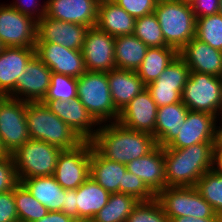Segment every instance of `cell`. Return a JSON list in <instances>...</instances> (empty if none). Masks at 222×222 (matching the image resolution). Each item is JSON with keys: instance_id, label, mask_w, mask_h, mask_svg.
<instances>
[{"instance_id": "cell-1", "label": "cell", "mask_w": 222, "mask_h": 222, "mask_svg": "<svg viewBox=\"0 0 222 222\" xmlns=\"http://www.w3.org/2000/svg\"><path fill=\"white\" fill-rule=\"evenodd\" d=\"M91 141L103 157L125 165L143 157L157 146L153 135L130 130L118 122L100 124Z\"/></svg>"}, {"instance_id": "cell-2", "label": "cell", "mask_w": 222, "mask_h": 222, "mask_svg": "<svg viewBox=\"0 0 222 222\" xmlns=\"http://www.w3.org/2000/svg\"><path fill=\"white\" fill-rule=\"evenodd\" d=\"M163 148L167 187H194L212 169L214 142H201L182 149Z\"/></svg>"}, {"instance_id": "cell-3", "label": "cell", "mask_w": 222, "mask_h": 222, "mask_svg": "<svg viewBox=\"0 0 222 222\" xmlns=\"http://www.w3.org/2000/svg\"><path fill=\"white\" fill-rule=\"evenodd\" d=\"M30 139L41 140L62 150L78 147L84 140L49 108L40 102H26Z\"/></svg>"}, {"instance_id": "cell-4", "label": "cell", "mask_w": 222, "mask_h": 222, "mask_svg": "<svg viewBox=\"0 0 222 222\" xmlns=\"http://www.w3.org/2000/svg\"><path fill=\"white\" fill-rule=\"evenodd\" d=\"M154 14L165 43L178 52L195 37L196 18L192 6L177 0H158Z\"/></svg>"}, {"instance_id": "cell-5", "label": "cell", "mask_w": 222, "mask_h": 222, "mask_svg": "<svg viewBox=\"0 0 222 222\" xmlns=\"http://www.w3.org/2000/svg\"><path fill=\"white\" fill-rule=\"evenodd\" d=\"M77 97L99 123L117 122L120 112L112 101L107 72L86 71L77 78Z\"/></svg>"}, {"instance_id": "cell-6", "label": "cell", "mask_w": 222, "mask_h": 222, "mask_svg": "<svg viewBox=\"0 0 222 222\" xmlns=\"http://www.w3.org/2000/svg\"><path fill=\"white\" fill-rule=\"evenodd\" d=\"M62 149L41 140L29 139L11 155L19 183L28 178L52 176Z\"/></svg>"}, {"instance_id": "cell-7", "label": "cell", "mask_w": 222, "mask_h": 222, "mask_svg": "<svg viewBox=\"0 0 222 222\" xmlns=\"http://www.w3.org/2000/svg\"><path fill=\"white\" fill-rule=\"evenodd\" d=\"M182 103L189 111L218 117L222 105V78L190 72L182 93Z\"/></svg>"}, {"instance_id": "cell-8", "label": "cell", "mask_w": 222, "mask_h": 222, "mask_svg": "<svg viewBox=\"0 0 222 222\" xmlns=\"http://www.w3.org/2000/svg\"><path fill=\"white\" fill-rule=\"evenodd\" d=\"M164 213L173 218L194 216L195 218H222L194 187H166L155 195Z\"/></svg>"}, {"instance_id": "cell-9", "label": "cell", "mask_w": 222, "mask_h": 222, "mask_svg": "<svg viewBox=\"0 0 222 222\" xmlns=\"http://www.w3.org/2000/svg\"><path fill=\"white\" fill-rule=\"evenodd\" d=\"M30 139L26 121V101L3 96L0 99V140L8 154Z\"/></svg>"}, {"instance_id": "cell-10", "label": "cell", "mask_w": 222, "mask_h": 222, "mask_svg": "<svg viewBox=\"0 0 222 222\" xmlns=\"http://www.w3.org/2000/svg\"><path fill=\"white\" fill-rule=\"evenodd\" d=\"M92 146V141H84L78 147L61 151L53 176L63 189H77L89 178Z\"/></svg>"}, {"instance_id": "cell-11", "label": "cell", "mask_w": 222, "mask_h": 222, "mask_svg": "<svg viewBox=\"0 0 222 222\" xmlns=\"http://www.w3.org/2000/svg\"><path fill=\"white\" fill-rule=\"evenodd\" d=\"M38 21L9 4H0V40L5 47H35Z\"/></svg>"}, {"instance_id": "cell-12", "label": "cell", "mask_w": 222, "mask_h": 222, "mask_svg": "<svg viewBox=\"0 0 222 222\" xmlns=\"http://www.w3.org/2000/svg\"><path fill=\"white\" fill-rule=\"evenodd\" d=\"M86 71L109 72L116 68L115 37L96 25L89 27L82 47Z\"/></svg>"}, {"instance_id": "cell-13", "label": "cell", "mask_w": 222, "mask_h": 222, "mask_svg": "<svg viewBox=\"0 0 222 222\" xmlns=\"http://www.w3.org/2000/svg\"><path fill=\"white\" fill-rule=\"evenodd\" d=\"M35 55L52 71L79 78L86 72L82 50L51 42H36Z\"/></svg>"}, {"instance_id": "cell-14", "label": "cell", "mask_w": 222, "mask_h": 222, "mask_svg": "<svg viewBox=\"0 0 222 222\" xmlns=\"http://www.w3.org/2000/svg\"><path fill=\"white\" fill-rule=\"evenodd\" d=\"M52 71L34 55L26 64L25 72L17 78L14 91L8 96L26 102H40L47 94Z\"/></svg>"}, {"instance_id": "cell-15", "label": "cell", "mask_w": 222, "mask_h": 222, "mask_svg": "<svg viewBox=\"0 0 222 222\" xmlns=\"http://www.w3.org/2000/svg\"><path fill=\"white\" fill-rule=\"evenodd\" d=\"M41 102L70 126L84 141H91L95 137L100 124L87 111L78 97L70 101L54 100Z\"/></svg>"}, {"instance_id": "cell-16", "label": "cell", "mask_w": 222, "mask_h": 222, "mask_svg": "<svg viewBox=\"0 0 222 222\" xmlns=\"http://www.w3.org/2000/svg\"><path fill=\"white\" fill-rule=\"evenodd\" d=\"M88 28L45 15L38 21L36 42H51L72 50H82Z\"/></svg>"}, {"instance_id": "cell-17", "label": "cell", "mask_w": 222, "mask_h": 222, "mask_svg": "<svg viewBox=\"0 0 222 222\" xmlns=\"http://www.w3.org/2000/svg\"><path fill=\"white\" fill-rule=\"evenodd\" d=\"M157 105L145 88L120 111L118 123L134 131L146 132L155 138Z\"/></svg>"}, {"instance_id": "cell-18", "label": "cell", "mask_w": 222, "mask_h": 222, "mask_svg": "<svg viewBox=\"0 0 222 222\" xmlns=\"http://www.w3.org/2000/svg\"><path fill=\"white\" fill-rule=\"evenodd\" d=\"M100 0H47L46 16L55 20L95 26Z\"/></svg>"}, {"instance_id": "cell-19", "label": "cell", "mask_w": 222, "mask_h": 222, "mask_svg": "<svg viewBox=\"0 0 222 222\" xmlns=\"http://www.w3.org/2000/svg\"><path fill=\"white\" fill-rule=\"evenodd\" d=\"M178 55L187 64L190 72L205 73L222 78V51L197 38H192Z\"/></svg>"}, {"instance_id": "cell-20", "label": "cell", "mask_w": 222, "mask_h": 222, "mask_svg": "<svg viewBox=\"0 0 222 222\" xmlns=\"http://www.w3.org/2000/svg\"><path fill=\"white\" fill-rule=\"evenodd\" d=\"M216 116L205 112L188 111L178 136L167 148L182 149L201 142H214Z\"/></svg>"}, {"instance_id": "cell-21", "label": "cell", "mask_w": 222, "mask_h": 222, "mask_svg": "<svg viewBox=\"0 0 222 222\" xmlns=\"http://www.w3.org/2000/svg\"><path fill=\"white\" fill-rule=\"evenodd\" d=\"M35 55V47H5L0 53V95L8 97L15 89L17 78Z\"/></svg>"}, {"instance_id": "cell-22", "label": "cell", "mask_w": 222, "mask_h": 222, "mask_svg": "<svg viewBox=\"0 0 222 222\" xmlns=\"http://www.w3.org/2000/svg\"><path fill=\"white\" fill-rule=\"evenodd\" d=\"M127 170L138 176L156 195L166 188L164 148L157 145L151 152L126 164Z\"/></svg>"}, {"instance_id": "cell-23", "label": "cell", "mask_w": 222, "mask_h": 222, "mask_svg": "<svg viewBox=\"0 0 222 222\" xmlns=\"http://www.w3.org/2000/svg\"><path fill=\"white\" fill-rule=\"evenodd\" d=\"M108 85L115 108L120 112L146 88L136 71L112 69L107 72Z\"/></svg>"}, {"instance_id": "cell-24", "label": "cell", "mask_w": 222, "mask_h": 222, "mask_svg": "<svg viewBox=\"0 0 222 222\" xmlns=\"http://www.w3.org/2000/svg\"><path fill=\"white\" fill-rule=\"evenodd\" d=\"M189 109L181 102L157 109L155 140L157 145L167 147L179 134Z\"/></svg>"}, {"instance_id": "cell-25", "label": "cell", "mask_w": 222, "mask_h": 222, "mask_svg": "<svg viewBox=\"0 0 222 222\" xmlns=\"http://www.w3.org/2000/svg\"><path fill=\"white\" fill-rule=\"evenodd\" d=\"M125 164L103 157L93 146L91 148L90 177L110 193H123Z\"/></svg>"}, {"instance_id": "cell-26", "label": "cell", "mask_w": 222, "mask_h": 222, "mask_svg": "<svg viewBox=\"0 0 222 222\" xmlns=\"http://www.w3.org/2000/svg\"><path fill=\"white\" fill-rule=\"evenodd\" d=\"M135 18L113 0H100L96 26L113 37L131 35Z\"/></svg>"}, {"instance_id": "cell-27", "label": "cell", "mask_w": 222, "mask_h": 222, "mask_svg": "<svg viewBox=\"0 0 222 222\" xmlns=\"http://www.w3.org/2000/svg\"><path fill=\"white\" fill-rule=\"evenodd\" d=\"M110 194L89 176L76 189L78 222H91L94 216L107 204Z\"/></svg>"}, {"instance_id": "cell-28", "label": "cell", "mask_w": 222, "mask_h": 222, "mask_svg": "<svg viewBox=\"0 0 222 222\" xmlns=\"http://www.w3.org/2000/svg\"><path fill=\"white\" fill-rule=\"evenodd\" d=\"M48 211H62L64 189L55 177L42 176L24 179L20 182Z\"/></svg>"}, {"instance_id": "cell-29", "label": "cell", "mask_w": 222, "mask_h": 222, "mask_svg": "<svg viewBox=\"0 0 222 222\" xmlns=\"http://www.w3.org/2000/svg\"><path fill=\"white\" fill-rule=\"evenodd\" d=\"M148 48L134 34L115 37L116 68L137 71Z\"/></svg>"}, {"instance_id": "cell-30", "label": "cell", "mask_w": 222, "mask_h": 222, "mask_svg": "<svg viewBox=\"0 0 222 222\" xmlns=\"http://www.w3.org/2000/svg\"><path fill=\"white\" fill-rule=\"evenodd\" d=\"M177 55L178 51L170 46L149 47L136 72L147 85L156 80Z\"/></svg>"}, {"instance_id": "cell-31", "label": "cell", "mask_w": 222, "mask_h": 222, "mask_svg": "<svg viewBox=\"0 0 222 222\" xmlns=\"http://www.w3.org/2000/svg\"><path fill=\"white\" fill-rule=\"evenodd\" d=\"M138 202L133 196L120 192L111 193L107 204L91 222H126Z\"/></svg>"}, {"instance_id": "cell-32", "label": "cell", "mask_w": 222, "mask_h": 222, "mask_svg": "<svg viewBox=\"0 0 222 222\" xmlns=\"http://www.w3.org/2000/svg\"><path fill=\"white\" fill-rule=\"evenodd\" d=\"M14 198L19 222H36L49 212L21 183L14 188Z\"/></svg>"}, {"instance_id": "cell-33", "label": "cell", "mask_w": 222, "mask_h": 222, "mask_svg": "<svg viewBox=\"0 0 222 222\" xmlns=\"http://www.w3.org/2000/svg\"><path fill=\"white\" fill-rule=\"evenodd\" d=\"M195 187L214 212L222 217V175L211 169L198 180Z\"/></svg>"}, {"instance_id": "cell-34", "label": "cell", "mask_w": 222, "mask_h": 222, "mask_svg": "<svg viewBox=\"0 0 222 222\" xmlns=\"http://www.w3.org/2000/svg\"><path fill=\"white\" fill-rule=\"evenodd\" d=\"M195 38L222 51V15L217 13L197 18Z\"/></svg>"}, {"instance_id": "cell-35", "label": "cell", "mask_w": 222, "mask_h": 222, "mask_svg": "<svg viewBox=\"0 0 222 222\" xmlns=\"http://www.w3.org/2000/svg\"><path fill=\"white\" fill-rule=\"evenodd\" d=\"M133 34L148 47L168 46L154 13L137 18Z\"/></svg>"}, {"instance_id": "cell-36", "label": "cell", "mask_w": 222, "mask_h": 222, "mask_svg": "<svg viewBox=\"0 0 222 222\" xmlns=\"http://www.w3.org/2000/svg\"><path fill=\"white\" fill-rule=\"evenodd\" d=\"M77 93V78L60 73H52L50 86L42 101H70L77 97Z\"/></svg>"}, {"instance_id": "cell-37", "label": "cell", "mask_w": 222, "mask_h": 222, "mask_svg": "<svg viewBox=\"0 0 222 222\" xmlns=\"http://www.w3.org/2000/svg\"><path fill=\"white\" fill-rule=\"evenodd\" d=\"M190 70L184 60L177 55L175 59L164 69L162 74L147 85L176 86L181 94L188 79Z\"/></svg>"}, {"instance_id": "cell-38", "label": "cell", "mask_w": 222, "mask_h": 222, "mask_svg": "<svg viewBox=\"0 0 222 222\" xmlns=\"http://www.w3.org/2000/svg\"><path fill=\"white\" fill-rule=\"evenodd\" d=\"M126 222H170L159 201L154 198L149 201H139Z\"/></svg>"}, {"instance_id": "cell-39", "label": "cell", "mask_w": 222, "mask_h": 222, "mask_svg": "<svg viewBox=\"0 0 222 222\" xmlns=\"http://www.w3.org/2000/svg\"><path fill=\"white\" fill-rule=\"evenodd\" d=\"M123 193L133 196L138 201H149L155 198V194L135 174L128 170L124 173Z\"/></svg>"}, {"instance_id": "cell-40", "label": "cell", "mask_w": 222, "mask_h": 222, "mask_svg": "<svg viewBox=\"0 0 222 222\" xmlns=\"http://www.w3.org/2000/svg\"><path fill=\"white\" fill-rule=\"evenodd\" d=\"M146 89L158 108L182 101V94L176 90V86L146 85Z\"/></svg>"}, {"instance_id": "cell-41", "label": "cell", "mask_w": 222, "mask_h": 222, "mask_svg": "<svg viewBox=\"0 0 222 222\" xmlns=\"http://www.w3.org/2000/svg\"><path fill=\"white\" fill-rule=\"evenodd\" d=\"M19 180L11 154L0 157V193L14 189Z\"/></svg>"}, {"instance_id": "cell-42", "label": "cell", "mask_w": 222, "mask_h": 222, "mask_svg": "<svg viewBox=\"0 0 222 222\" xmlns=\"http://www.w3.org/2000/svg\"><path fill=\"white\" fill-rule=\"evenodd\" d=\"M135 19L154 13L157 0H113Z\"/></svg>"}, {"instance_id": "cell-43", "label": "cell", "mask_w": 222, "mask_h": 222, "mask_svg": "<svg viewBox=\"0 0 222 222\" xmlns=\"http://www.w3.org/2000/svg\"><path fill=\"white\" fill-rule=\"evenodd\" d=\"M0 222H19L14 189L0 193Z\"/></svg>"}, {"instance_id": "cell-44", "label": "cell", "mask_w": 222, "mask_h": 222, "mask_svg": "<svg viewBox=\"0 0 222 222\" xmlns=\"http://www.w3.org/2000/svg\"><path fill=\"white\" fill-rule=\"evenodd\" d=\"M13 0L10 3L12 7L21 12L22 14L28 15L39 21L46 15V2L42 5L39 0ZM41 5V6H39Z\"/></svg>"}, {"instance_id": "cell-45", "label": "cell", "mask_w": 222, "mask_h": 222, "mask_svg": "<svg viewBox=\"0 0 222 222\" xmlns=\"http://www.w3.org/2000/svg\"><path fill=\"white\" fill-rule=\"evenodd\" d=\"M220 0H197L192 6L195 18L211 16L219 11Z\"/></svg>"}, {"instance_id": "cell-46", "label": "cell", "mask_w": 222, "mask_h": 222, "mask_svg": "<svg viewBox=\"0 0 222 222\" xmlns=\"http://www.w3.org/2000/svg\"><path fill=\"white\" fill-rule=\"evenodd\" d=\"M62 212L78 221L76 189H64V203H62Z\"/></svg>"}, {"instance_id": "cell-47", "label": "cell", "mask_w": 222, "mask_h": 222, "mask_svg": "<svg viewBox=\"0 0 222 222\" xmlns=\"http://www.w3.org/2000/svg\"><path fill=\"white\" fill-rule=\"evenodd\" d=\"M36 222H78L71 216L66 215L62 211H49L46 216H43Z\"/></svg>"}, {"instance_id": "cell-48", "label": "cell", "mask_w": 222, "mask_h": 222, "mask_svg": "<svg viewBox=\"0 0 222 222\" xmlns=\"http://www.w3.org/2000/svg\"><path fill=\"white\" fill-rule=\"evenodd\" d=\"M212 170L222 175V146H214Z\"/></svg>"}, {"instance_id": "cell-49", "label": "cell", "mask_w": 222, "mask_h": 222, "mask_svg": "<svg viewBox=\"0 0 222 222\" xmlns=\"http://www.w3.org/2000/svg\"><path fill=\"white\" fill-rule=\"evenodd\" d=\"M170 222H222V218H195L194 216H181L173 218Z\"/></svg>"}, {"instance_id": "cell-50", "label": "cell", "mask_w": 222, "mask_h": 222, "mask_svg": "<svg viewBox=\"0 0 222 222\" xmlns=\"http://www.w3.org/2000/svg\"><path fill=\"white\" fill-rule=\"evenodd\" d=\"M219 118H221V121ZM217 120L220 122L219 123L220 126H217V124H218ZM214 146H222V116L216 117Z\"/></svg>"}, {"instance_id": "cell-51", "label": "cell", "mask_w": 222, "mask_h": 222, "mask_svg": "<svg viewBox=\"0 0 222 222\" xmlns=\"http://www.w3.org/2000/svg\"><path fill=\"white\" fill-rule=\"evenodd\" d=\"M177 1H179L182 4L193 6L197 0H177Z\"/></svg>"}, {"instance_id": "cell-52", "label": "cell", "mask_w": 222, "mask_h": 222, "mask_svg": "<svg viewBox=\"0 0 222 222\" xmlns=\"http://www.w3.org/2000/svg\"><path fill=\"white\" fill-rule=\"evenodd\" d=\"M6 155H8V153L6 152L4 147L2 146V143H1V140H0V157H4Z\"/></svg>"}, {"instance_id": "cell-53", "label": "cell", "mask_w": 222, "mask_h": 222, "mask_svg": "<svg viewBox=\"0 0 222 222\" xmlns=\"http://www.w3.org/2000/svg\"><path fill=\"white\" fill-rule=\"evenodd\" d=\"M218 13L222 15V0H220V5H219Z\"/></svg>"}, {"instance_id": "cell-54", "label": "cell", "mask_w": 222, "mask_h": 222, "mask_svg": "<svg viewBox=\"0 0 222 222\" xmlns=\"http://www.w3.org/2000/svg\"><path fill=\"white\" fill-rule=\"evenodd\" d=\"M5 46L4 44L1 42L0 40V53H2V51L4 50Z\"/></svg>"}, {"instance_id": "cell-55", "label": "cell", "mask_w": 222, "mask_h": 222, "mask_svg": "<svg viewBox=\"0 0 222 222\" xmlns=\"http://www.w3.org/2000/svg\"><path fill=\"white\" fill-rule=\"evenodd\" d=\"M222 116V105H221V108H220V113H219V116Z\"/></svg>"}]
</instances>
